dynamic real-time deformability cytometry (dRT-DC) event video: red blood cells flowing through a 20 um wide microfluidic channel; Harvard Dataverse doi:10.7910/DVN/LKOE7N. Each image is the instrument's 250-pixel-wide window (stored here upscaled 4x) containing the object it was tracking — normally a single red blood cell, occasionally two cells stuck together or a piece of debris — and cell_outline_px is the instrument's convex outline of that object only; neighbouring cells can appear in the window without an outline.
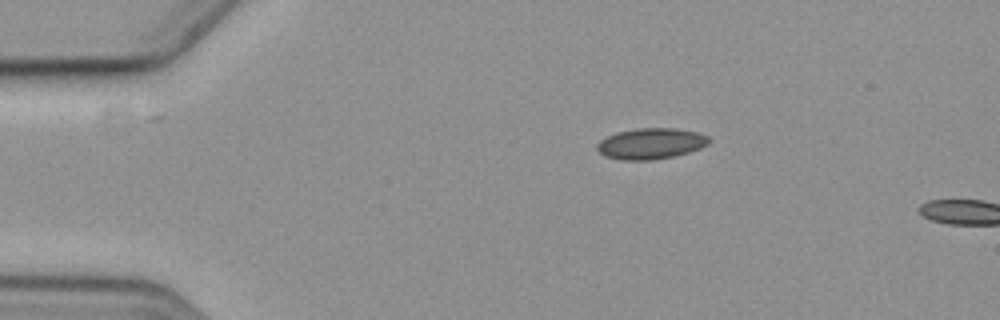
{"species": "common noctule bat (a hibernating species)", "species_latin": "Nyctalus noctula", "temperature_condition": "cold", "stored_images_in_passage": 2, "camera_frame_rate_fps": 3000, "um_per_image_px": 0.085, "animal": {"sex": "female", "body_mass_g": 19.3, "forearm_length_mm": 54.1}, "frame": {"image": 1, "passage_image": 1, "time_ms": 0.0, "image_size_px": [1000, 320], "cell_outline_px": [[712, 140], [708, 144], [700, 148], [688, 152], [672, 156], [652, 160], [620, 160], [604, 156], [596, 148], [596, 144], [600, 140], [616, 132], [636, 128], [676, 128], [696, 132], [708, 136]], "centroid_in_image_um": [55.31, 12.2], "position_along_channel_um": 29.7, "area_um2": 20.23}}